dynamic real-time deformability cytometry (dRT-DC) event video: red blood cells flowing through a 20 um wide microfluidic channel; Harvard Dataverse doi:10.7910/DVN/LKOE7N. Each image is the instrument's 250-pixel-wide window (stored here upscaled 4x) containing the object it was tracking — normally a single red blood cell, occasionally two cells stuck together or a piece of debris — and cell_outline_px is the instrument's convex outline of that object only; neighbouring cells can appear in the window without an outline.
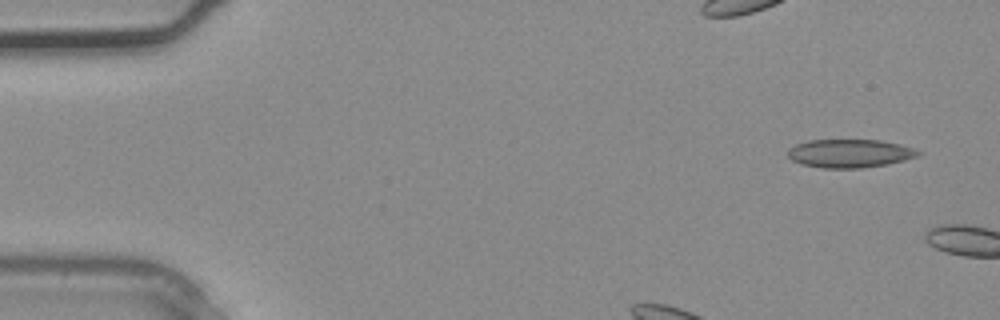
{"species": "common noctule bat (a hibernating species)", "species_latin": "Nyctalus noctula", "temperature_condition": "warm", "stored_images_in_passage": 3, "camera_frame_rate_fps": 3000, "um_per_image_px": 0.085, "animal": {"sex": "male", "body_mass_g": 20.4}, "frame": {"image": 1, "passage_image": 1, "time_ms": 0.0, "image_size_px": [1000, 320], "cell_outline_px": [[920, 152], [916, 156], [904, 160], [888, 164], [864, 168], [820, 168], [800, 164], [792, 160], [788, 156], [788, 148], [796, 144], [808, 140], [880, 140], [900, 144], [912, 148]], "centroid_in_image_um": [72.18, 13.04], "position_along_channel_um": 12.8, "area_um2": 21.56}}